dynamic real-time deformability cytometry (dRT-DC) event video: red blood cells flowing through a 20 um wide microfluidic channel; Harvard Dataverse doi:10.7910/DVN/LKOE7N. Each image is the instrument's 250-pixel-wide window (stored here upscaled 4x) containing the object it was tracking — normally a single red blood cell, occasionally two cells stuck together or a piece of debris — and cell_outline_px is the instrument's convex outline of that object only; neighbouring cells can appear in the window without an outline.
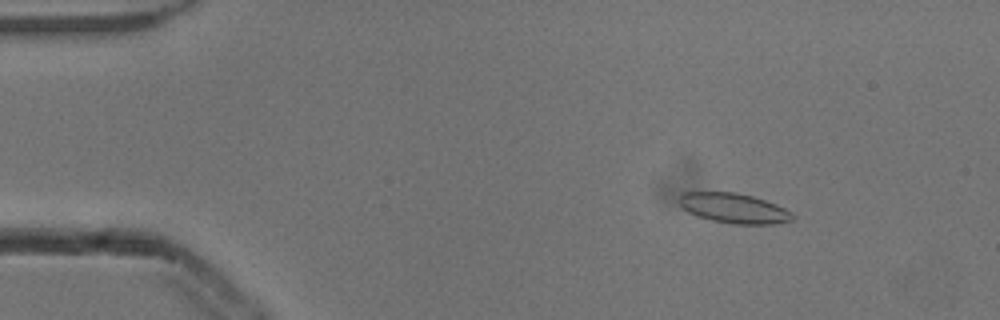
{"species": "common noctule bat (a hibernating species)", "species_latin": "Nyctalus noctula", "temperature_condition": "cold", "stored_images_in_passage": 54, "camera_frame_rate_fps": 3000, "um_per_image_px": 0.085, "animal": {"sex": "male", "body_mass_g": 13.3}, "frame": {"image": 1, "passage_image": 8, "time_ms": 2.333, "image_size_px": [1000, 320], "cell_outline_px": [[796, 216], [792, 220], [776, 224], [732, 224], [712, 220], [696, 216], [680, 208], [676, 204], [676, 200], [680, 192], [736, 192], [752, 196], [776, 204], [792, 212]], "centroid_in_image_um": [62.31, 17.69], "position_along_channel_um": 22.7, "area_um2": 20.23}}
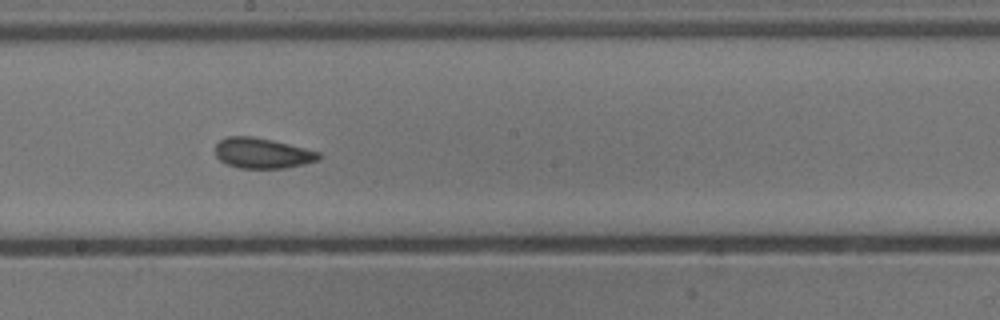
{"frame": {"image": 2, "passage_image": 30, "time_ms": 9.667, "image_size_px": [1000, 320], "cell_outline_px": [[320, 160], [304, 164], [284, 168], [240, 168], [228, 164], [220, 160], [216, 156], [216, 144], [220, 140], [228, 136], [252, 136], [272, 140], [320, 152]], "centroid_in_image_um": [22.3, 13.02], "position_along_channel_um": 225.9, "area_um2": 18.21}}
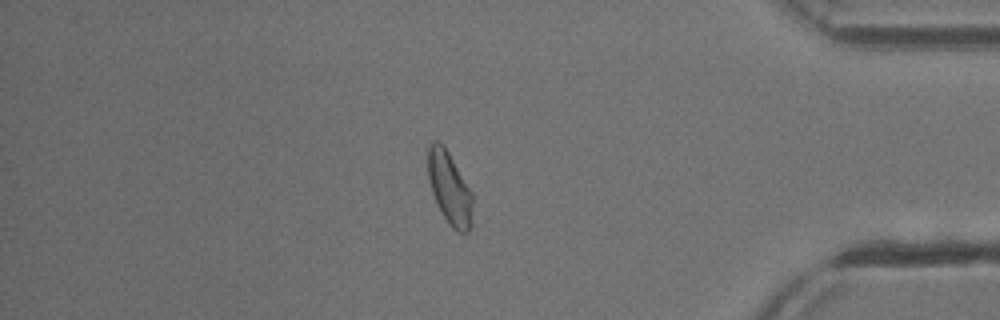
{"frame": {"image": 3, "passage_image": 46, "time_ms": 15.0, "image_size_px": [1000, 320], "cell_outline_px": [[472, 224], [468, 232], [456, 232], [452, 228], [444, 216], [432, 192], [428, 176], [428, 144], [432, 140], [436, 140], [448, 152], [472, 192]], "centroid_in_image_um": [38.22, 16.01], "position_along_channel_um": 397.0, "area_um2": 18.55}, "authors_computed_cell_mechanics": {"area_um2": 18.9873, "velocity_mm_per_s": 3.8586, "shape_relaxation_time_tau1_ms": 8.377, "shape_relaxation_time_tau2_ms": 1.7745, "deformation_change_tau1": 0.1286, "deformation_change_tau2": 0.0635}}